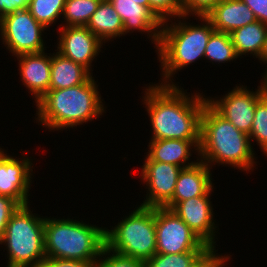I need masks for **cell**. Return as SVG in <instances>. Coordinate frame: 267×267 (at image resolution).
I'll return each instance as SVG.
<instances>
[{"label":"cell","instance_id":"obj_1","mask_svg":"<svg viewBox=\"0 0 267 267\" xmlns=\"http://www.w3.org/2000/svg\"><path fill=\"white\" fill-rule=\"evenodd\" d=\"M144 88L142 102L153 130L150 140H200V118L207 102L203 93L190 96L178 85L156 83Z\"/></svg>","mask_w":267,"mask_h":267},{"label":"cell","instance_id":"obj_2","mask_svg":"<svg viewBox=\"0 0 267 267\" xmlns=\"http://www.w3.org/2000/svg\"><path fill=\"white\" fill-rule=\"evenodd\" d=\"M249 135L238 130L208 102L200 118L199 160L210 168L229 165L242 172L254 170L257 163Z\"/></svg>","mask_w":267,"mask_h":267},{"label":"cell","instance_id":"obj_3","mask_svg":"<svg viewBox=\"0 0 267 267\" xmlns=\"http://www.w3.org/2000/svg\"><path fill=\"white\" fill-rule=\"evenodd\" d=\"M98 86L92 74L80 85L57 90L49 89L35 103L36 122L50 131H58L99 119L106 108Z\"/></svg>","mask_w":267,"mask_h":267},{"label":"cell","instance_id":"obj_4","mask_svg":"<svg viewBox=\"0 0 267 267\" xmlns=\"http://www.w3.org/2000/svg\"><path fill=\"white\" fill-rule=\"evenodd\" d=\"M187 18L188 16L183 15L173 20L174 22L169 20L171 24L168 21L162 23L159 45L155 51L161 63L162 81L159 80L161 83L157 84L178 85L173 82V75L184 69L183 67L204 59L206 45L215 29L205 16H197L202 22L200 25H192L185 20Z\"/></svg>","mask_w":267,"mask_h":267},{"label":"cell","instance_id":"obj_5","mask_svg":"<svg viewBox=\"0 0 267 267\" xmlns=\"http://www.w3.org/2000/svg\"><path fill=\"white\" fill-rule=\"evenodd\" d=\"M46 258L96 263L105 248V227L70 218L45 217Z\"/></svg>","mask_w":267,"mask_h":267},{"label":"cell","instance_id":"obj_6","mask_svg":"<svg viewBox=\"0 0 267 267\" xmlns=\"http://www.w3.org/2000/svg\"><path fill=\"white\" fill-rule=\"evenodd\" d=\"M20 206L10 217L0 242L6 246V267H41L46 259L44 242L45 217Z\"/></svg>","mask_w":267,"mask_h":267},{"label":"cell","instance_id":"obj_7","mask_svg":"<svg viewBox=\"0 0 267 267\" xmlns=\"http://www.w3.org/2000/svg\"><path fill=\"white\" fill-rule=\"evenodd\" d=\"M135 208L110 230L105 228V247L146 262L156 254L155 207L138 205Z\"/></svg>","mask_w":267,"mask_h":267},{"label":"cell","instance_id":"obj_8","mask_svg":"<svg viewBox=\"0 0 267 267\" xmlns=\"http://www.w3.org/2000/svg\"><path fill=\"white\" fill-rule=\"evenodd\" d=\"M46 29L28 9L18 10L0 19V38L14 57L47 50L42 37Z\"/></svg>","mask_w":267,"mask_h":267},{"label":"cell","instance_id":"obj_9","mask_svg":"<svg viewBox=\"0 0 267 267\" xmlns=\"http://www.w3.org/2000/svg\"><path fill=\"white\" fill-rule=\"evenodd\" d=\"M156 253L203 252L208 246L178 217L165 207H155Z\"/></svg>","mask_w":267,"mask_h":267},{"label":"cell","instance_id":"obj_10","mask_svg":"<svg viewBox=\"0 0 267 267\" xmlns=\"http://www.w3.org/2000/svg\"><path fill=\"white\" fill-rule=\"evenodd\" d=\"M255 91L247 86H235L227 94L219 97L207 98V102L224 118L229 120L238 130L250 134L256 103L264 96L261 85Z\"/></svg>","mask_w":267,"mask_h":267},{"label":"cell","instance_id":"obj_11","mask_svg":"<svg viewBox=\"0 0 267 267\" xmlns=\"http://www.w3.org/2000/svg\"><path fill=\"white\" fill-rule=\"evenodd\" d=\"M141 170V181L146 184L147 194L141 206L164 207L172 198L182 167L151 161L147 156Z\"/></svg>","mask_w":267,"mask_h":267},{"label":"cell","instance_id":"obj_12","mask_svg":"<svg viewBox=\"0 0 267 267\" xmlns=\"http://www.w3.org/2000/svg\"><path fill=\"white\" fill-rule=\"evenodd\" d=\"M58 53L85 67L92 74V62L101 52L103 42L86 26L58 27Z\"/></svg>","mask_w":267,"mask_h":267},{"label":"cell","instance_id":"obj_13","mask_svg":"<svg viewBox=\"0 0 267 267\" xmlns=\"http://www.w3.org/2000/svg\"><path fill=\"white\" fill-rule=\"evenodd\" d=\"M14 157L4 149L0 151V195L14 199L20 206L28 205L34 165L29 157Z\"/></svg>","mask_w":267,"mask_h":267},{"label":"cell","instance_id":"obj_14","mask_svg":"<svg viewBox=\"0 0 267 267\" xmlns=\"http://www.w3.org/2000/svg\"><path fill=\"white\" fill-rule=\"evenodd\" d=\"M212 187L205 195L178 202L172 209L178 217L208 246L216 247L214 209L210 198Z\"/></svg>","mask_w":267,"mask_h":267},{"label":"cell","instance_id":"obj_15","mask_svg":"<svg viewBox=\"0 0 267 267\" xmlns=\"http://www.w3.org/2000/svg\"><path fill=\"white\" fill-rule=\"evenodd\" d=\"M109 2L123 21L124 36L134 31L141 34L146 32L151 38L152 44H155L154 48L157 49L162 22L148 7L132 0H109Z\"/></svg>","mask_w":267,"mask_h":267},{"label":"cell","instance_id":"obj_16","mask_svg":"<svg viewBox=\"0 0 267 267\" xmlns=\"http://www.w3.org/2000/svg\"><path fill=\"white\" fill-rule=\"evenodd\" d=\"M49 54V56H48ZM23 85L37 102L48 90L51 81V53L39 52L16 56Z\"/></svg>","mask_w":267,"mask_h":267},{"label":"cell","instance_id":"obj_17","mask_svg":"<svg viewBox=\"0 0 267 267\" xmlns=\"http://www.w3.org/2000/svg\"><path fill=\"white\" fill-rule=\"evenodd\" d=\"M198 160L197 156L195 165L182 168L177 178L173 198L164 206L165 208L171 210L178 202L205 195L214 187L211 168L205 162Z\"/></svg>","mask_w":267,"mask_h":267},{"label":"cell","instance_id":"obj_18","mask_svg":"<svg viewBox=\"0 0 267 267\" xmlns=\"http://www.w3.org/2000/svg\"><path fill=\"white\" fill-rule=\"evenodd\" d=\"M200 140H180L161 139L150 140L147 157L151 161L173 164L182 168L195 165L197 162L191 161L192 149L199 155Z\"/></svg>","mask_w":267,"mask_h":267},{"label":"cell","instance_id":"obj_19","mask_svg":"<svg viewBox=\"0 0 267 267\" xmlns=\"http://www.w3.org/2000/svg\"><path fill=\"white\" fill-rule=\"evenodd\" d=\"M205 17L216 31L228 34L257 21L254 13L241 0H222Z\"/></svg>","mask_w":267,"mask_h":267},{"label":"cell","instance_id":"obj_20","mask_svg":"<svg viewBox=\"0 0 267 267\" xmlns=\"http://www.w3.org/2000/svg\"><path fill=\"white\" fill-rule=\"evenodd\" d=\"M92 74L82 65L62 56L51 55V81L49 89L70 88L84 83Z\"/></svg>","mask_w":267,"mask_h":267},{"label":"cell","instance_id":"obj_21","mask_svg":"<svg viewBox=\"0 0 267 267\" xmlns=\"http://www.w3.org/2000/svg\"><path fill=\"white\" fill-rule=\"evenodd\" d=\"M86 27L103 43L124 36L123 21L109 0L100 1Z\"/></svg>","mask_w":267,"mask_h":267},{"label":"cell","instance_id":"obj_22","mask_svg":"<svg viewBox=\"0 0 267 267\" xmlns=\"http://www.w3.org/2000/svg\"><path fill=\"white\" fill-rule=\"evenodd\" d=\"M229 35L238 57L250 54L253 58H258L266 39L267 24L257 20L234 30Z\"/></svg>","mask_w":267,"mask_h":267},{"label":"cell","instance_id":"obj_23","mask_svg":"<svg viewBox=\"0 0 267 267\" xmlns=\"http://www.w3.org/2000/svg\"><path fill=\"white\" fill-rule=\"evenodd\" d=\"M239 58L228 33L214 30L205 48L204 59L212 64L227 63Z\"/></svg>","mask_w":267,"mask_h":267},{"label":"cell","instance_id":"obj_24","mask_svg":"<svg viewBox=\"0 0 267 267\" xmlns=\"http://www.w3.org/2000/svg\"><path fill=\"white\" fill-rule=\"evenodd\" d=\"M101 0H66L62 18L66 26H86Z\"/></svg>","mask_w":267,"mask_h":267},{"label":"cell","instance_id":"obj_25","mask_svg":"<svg viewBox=\"0 0 267 267\" xmlns=\"http://www.w3.org/2000/svg\"><path fill=\"white\" fill-rule=\"evenodd\" d=\"M66 0H31L28 10L31 15L47 29L56 23L63 14Z\"/></svg>","mask_w":267,"mask_h":267},{"label":"cell","instance_id":"obj_26","mask_svg":"<svg viewBox=\"0 0 267 267\" xmlns=\"http://www.w3.org/2000/svg\"><path fill=\"white\" fill-rule=\"evenodd\" d=\"M249 138L250 142L255 140L262 149L261 152L267 156V96H263L256 103Z\"/></svg>","mask_w":267,"mask_h":267},{"label":"cell","instance_id":"obj_27","mask_svg":"<svg viewBox=\"0 0 267 267\" xmlns=\"http://www.w3.org/2000/svg\"><path fill=\"white\" fill-rule=\"evenodd\" d=\"M202 252L180 254L156 253L145 262V267H189Z\"/></svg>","mask_w":267,"mask_h":267},{"label":"cell","instance_id":"obj_28","mask_svg":"<svg viewBox=\"0 0 267 267\" xmlns=\"http://www.w3.org/2000/svg\"><path fill=\"white\" fill-rule=\"evenodd\" d=\"M149 9L163 23L183 16L182 0H149ZM174 17V18H173Z\"/></svg>","mask_w":267,"mask_h":267},{"label":"cell","instance_id":"obj_29","mask_svg":"<svg viewBox=\"0 0 267 267\" xmlns=\"http://www.w3.org/2000/svg\"><path fill=\"white\" fill-rule=\"evenodd\" d=\"M96 267H145V262L116 254L105 247Z\"/></svg>","mask_w":267,"mask_h":267},{"label":"cell","instance_id":"obj_30","mask_svg":"<svg viewBox=\"0 0 267 267\" xmlns=\"http://www.w3.org/2000/svg\"><path fill=\"white\" fill-rule=\"evenodd\" d=\"M217 251L216 247H208L189 267H222L227 261H230L231 255L222 256L216 253Z\"/></svg>","mask_w":267,"mask_h":267},{"label":"cell","instance_id":"obj_31","mask_svg":"<svg viewBox=\"0 0 267 267\" xmlns=\"http://www.w3.org/2000/svg\"><path fill=\"white\" fill-rule=\"evenodd\" d=\"M183 15L206 16L222 0H182Z\"/></svg>","mask_w":267,"mask_h":267},{"label":"cell","instance_id":"obj_32","mask_svg":"<svg viewBox=\"0 0 267 267\" xmlns=\"http://www.w3.org/2000/svg\"><path fill=\"white\" fill-rule=\"evenodd\" d=\"M20 207L12 198L0 195V242L11 215Z\"/></svg>","mask_w":267,"mask_h":267},{"label":"cell","instance_id":"obj_33","mask_svg":"<svg viewBox=\"0 0 267 267\" xmlns=\"http://www.w3.org/2000/svg\"><path fill=\"white\" fill-rule=\"evenodd\" d=\"M41 267H96V263L70 259L46 258Z\"/></svg>","mask_w":267,"mask_h":267},{"label":"cell","instance_id":"obj_34","mask_svg":"<svg viewBox=\"0 0 267 267\" xmlns=\"http://www.w3.org/2000/svg\"><path fill=\"white\" fill-rule=\"evenodd\" d=\"M31 0H0V19L18 10L27 9Z\"/></svg>","mask_w":267,"mask_h":267},{"label":"cell","instance_id":"obj_35","mask_svg":"<svg viewBox=\"0 0 267 267\" xmlns=\"http://www.w3.org/2000/svg\"><path fill=\"white\" fill-rule=\"evenodd\" d=\"M254 13L256 19L267 24V0H241Z\"/></svg>","mask_w":267,"mask_h":267},{"label":"cell","instance_id":"obj_36","mask_svg":"<svg viewBox=\"0 0 267 267\" xmlns=\"http://www.w3.org/2000/svg\"><path fill=\"white\" fill-rule=\"evenodd\" d=\"M260 82H261L260 85H261L262 92L264 96H267V68H265V72L262 73V79Z\"/></svg>","mask_w":267,"mask_h":267},{"label":"cell","instance_id":"obj_37","mask_svg":"<svg viewBox=\"0 0 267 267\" xmlns=\"http://www.w3.org/2000/svg\"><path fill=\"white\" fill-rule=\"evenodd\" d=\"M258 60L262 61L264 64H267V35Z\"/></svg>","mask_w":267,"mask_h":267},{"label":"cell","instance_id":"obj_38","mask_svg":"<svg viewBox=\"0 0 267 267\" xmlns=\"http://www.w3.org/2000/svg\"><path fill=\"white\" fill-rule=\"evenodd\" d=\"M132 1H135V3L149 8V0H132Z\"/></svg>","mask_w":267,"mask_h":267}]
</instances>
